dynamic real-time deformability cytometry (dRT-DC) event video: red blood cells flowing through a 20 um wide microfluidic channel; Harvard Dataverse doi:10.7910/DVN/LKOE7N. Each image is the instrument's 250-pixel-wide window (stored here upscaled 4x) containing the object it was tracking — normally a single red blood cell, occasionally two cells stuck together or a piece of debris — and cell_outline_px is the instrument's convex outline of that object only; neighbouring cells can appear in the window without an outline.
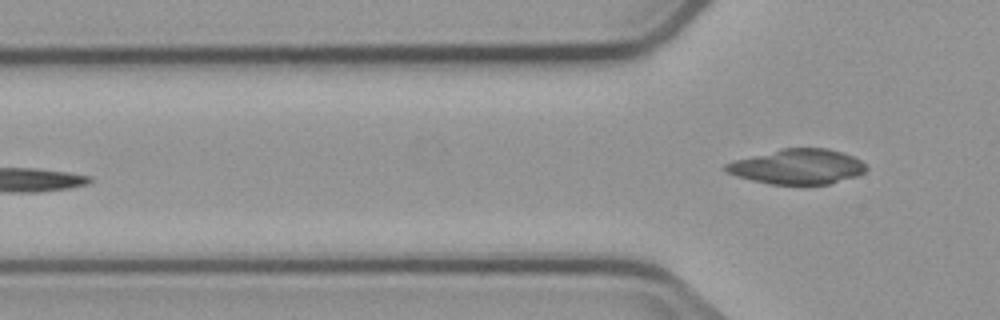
{"species": "common noctule bat (a hibernating species)", "species_latin": "Nyctalus noctula", "temperature_condition": "cold", "stored_images_in_passage": 4, "camera_frame_rate_fps": 3000, "um_per_image_px": 0.085, "animal": {"sex": "male", "body_mass_g": 23.1, "forearm_length_mm": 52.7}, "frame": {"image": 1, "passage_image": 4, "time_ms": 3.667, "image_size_px": [1000, 320], "cell_outline_px": [[868, 168], [864, 172], [856, 176], [828, 184], [804, 188], [768, 184], [752, 180], [728, 172], [724, 168], [724, 164], [732, 160], [784, 148], [828, 148], [852, 156], [860, 160]], "centroid_in_image_um": [67.79, 14.21], "position_along_channel_um": 58.0, "area_um2": 29.25}}